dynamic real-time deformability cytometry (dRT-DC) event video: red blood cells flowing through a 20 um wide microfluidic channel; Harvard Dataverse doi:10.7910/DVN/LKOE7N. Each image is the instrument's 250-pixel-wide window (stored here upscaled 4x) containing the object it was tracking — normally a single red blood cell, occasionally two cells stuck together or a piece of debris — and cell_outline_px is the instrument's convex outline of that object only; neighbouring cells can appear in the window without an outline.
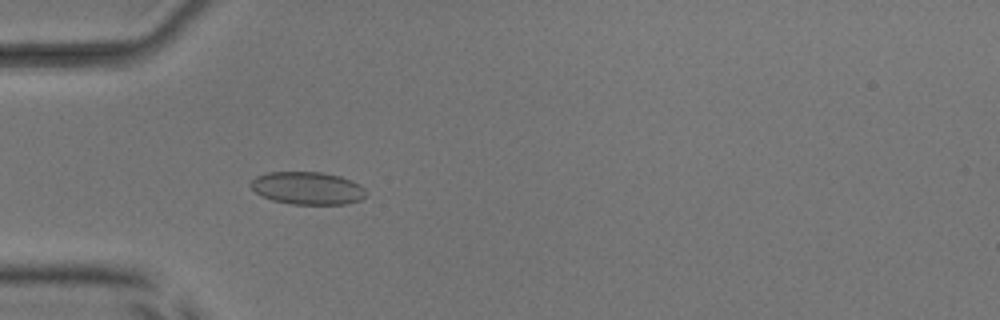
{"species": "common noctule bat (a hibernating species)", "species_latin": "Nyctalus noctula", "temperature_condition": "room temperature", "stored_images_in_passage": 52, "camera_frame_rate_fps": 3000, "um_per_image_px": 0.085, "animal": {"sex": "male", "body_mass_g": 17.9, "forearm_length_mm": 54.2}, "frame": {"image": 1, "passage_image": 16, "time_ms": 5.0, "image_size_px": [1000, 320], "cell_outline_px": [[368, 192], [360, 200], [344, 204], [292, 204], [272, 200], [256, 192], [248, 184], [256, 176], [264, 172], [320, 172], [340, 176], [352, 180], [360, 184]], "centroid_in_image_um": [26.14, 15.98], "position_along_channel_um": 58.9, "area_um2": 22.02}}
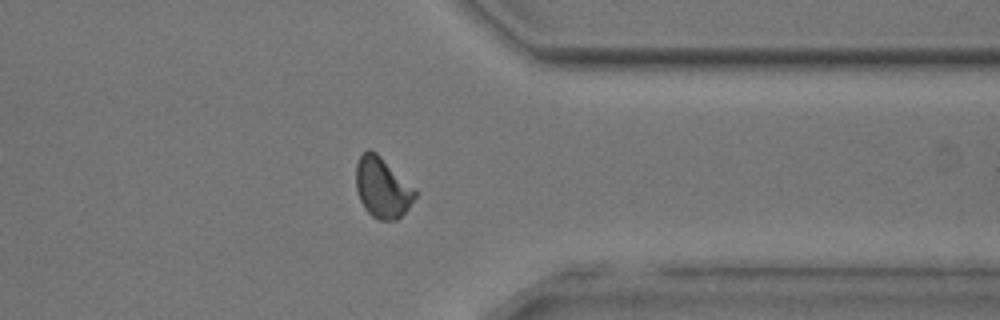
{"frame": {"image": 2, "passage_image": 41, "time_ms": 13.333, "image_size_px": [1000, 320], "cell_outline_px": [[416, 196], [408, 208], [396, 220], [380, 220], [372, 216], [364, 208], [360, 200], [356, 188], [356, 164], [360, 156], [368, 148], [376, 152], [416, 188]], "centroid_in_image_um": [32.5, 15.94], "position_along_channel_um": 378.9, "area_um2": 20.81}}
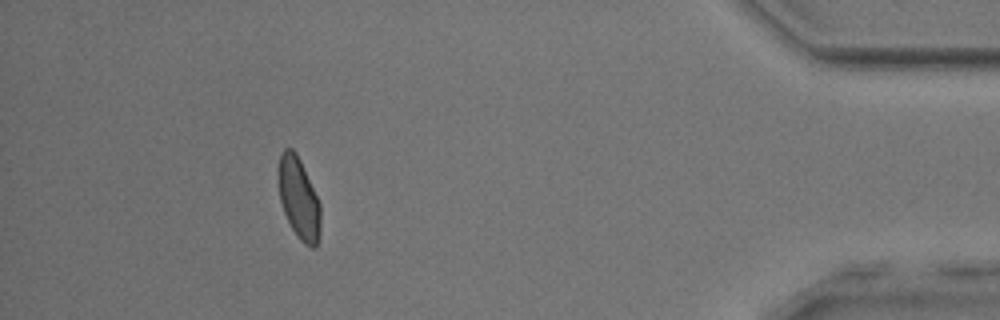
{"frame": {"image": 3, "passage_image": 47, "time_ms": 15.333, "image_size_px": [1000, 320], "cell_outline_px": [[320, 228], [316, 248], [312, 248], [304, 244], [300, 240], [292, 228], [284, 212], [280, 200], [276, 172], [276, 168], [280, 152], [284, 148], [292, 148], [296, 152], [300, 160], [320, 204]], "centroid_in_image_um": [25.35, 16.81], "position_along_channel_um": 409.8, "area_um2": 20.17}, "authors_computed_cell_mechanics": {"area_um2": 20.6635, "velocity_mm_per_s": 3.972, "shape_relaxation_time_tau1_ms": 5.3357, "shape_relaxation_time_tau2_ms": null, "deformation_change_tau1": 0.0968, "deformation_change_tau2": null}}